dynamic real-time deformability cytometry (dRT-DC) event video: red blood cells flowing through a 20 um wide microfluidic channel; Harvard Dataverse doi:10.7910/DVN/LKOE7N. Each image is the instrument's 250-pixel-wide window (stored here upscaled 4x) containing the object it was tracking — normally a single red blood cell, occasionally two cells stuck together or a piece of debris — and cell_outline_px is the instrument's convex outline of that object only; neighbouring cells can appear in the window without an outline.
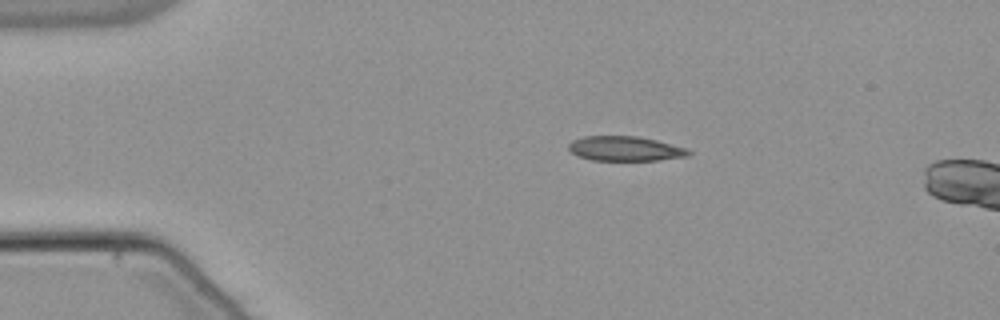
{"species": "common noctule bat (a hibernating species)", "species_latin": "Nyctalus noctula", "temperature_condition": "warm", "stored_images_in_passage": 7, "camera_frame_rate_fps": 3000, "um_per_image_px": 0.085, "animal": {"sex": "male", "body_mass_g": 21.5, "forearm_length_mm": 52.0}, "frame": {"image": 1, "passage_image": 1, "time_ms": 0.0, "image_size_px": [1000, 320], "cell_outline_px": [[692, 152], [688, 156], [660, 160], [592, 160], [576, 156], [568, 148], [568, 144], [572, 140], [584, 136], [640, 136], [688, 148]], "centroid_in_image_um": [53.14, 12.63], "position_along_channel_um": 31.9, "area_um2": 17.4}}